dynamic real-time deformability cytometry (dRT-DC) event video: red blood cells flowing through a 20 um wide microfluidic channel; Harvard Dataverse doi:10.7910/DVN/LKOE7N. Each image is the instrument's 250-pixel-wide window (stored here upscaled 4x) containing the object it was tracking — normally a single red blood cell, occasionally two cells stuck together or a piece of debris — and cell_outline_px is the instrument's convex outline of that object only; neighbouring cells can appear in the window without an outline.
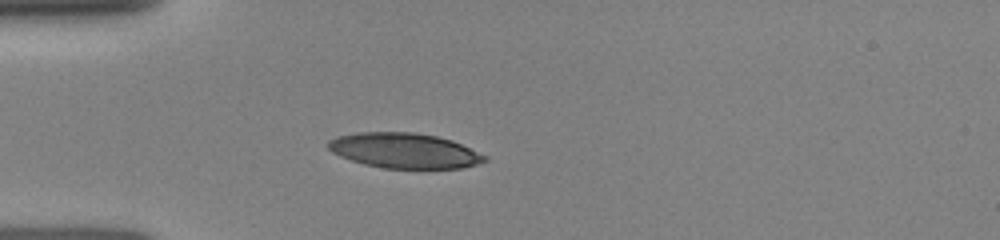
{"species": "human", "species_latin": "Homo sapiens", "temperature_condition": "room temperature", "stored_images_in_passage": 1, "camera_frame_rate_fps": 3000, "um_per_image_px": 0.085, "donor": {"sex": "female"}, "frame": {"image": 1, "passage_image": 1, "time_ms": 0.0, "image_size_px": [1000, 240], "cell_outline_px": [[488, 160], [476, 164], [460, 168], [384, 168], [364, 164], [340, 156], [332, 152], [328, 148], [328, 140], [336, 136], [356, 132], [416, 132], [436, 136], [452, 140], [488, 156]], "centroid_in_image_um": [34.36, 12.79], "position_along_channel_um": 50.6, "area_um2": 32.08}}